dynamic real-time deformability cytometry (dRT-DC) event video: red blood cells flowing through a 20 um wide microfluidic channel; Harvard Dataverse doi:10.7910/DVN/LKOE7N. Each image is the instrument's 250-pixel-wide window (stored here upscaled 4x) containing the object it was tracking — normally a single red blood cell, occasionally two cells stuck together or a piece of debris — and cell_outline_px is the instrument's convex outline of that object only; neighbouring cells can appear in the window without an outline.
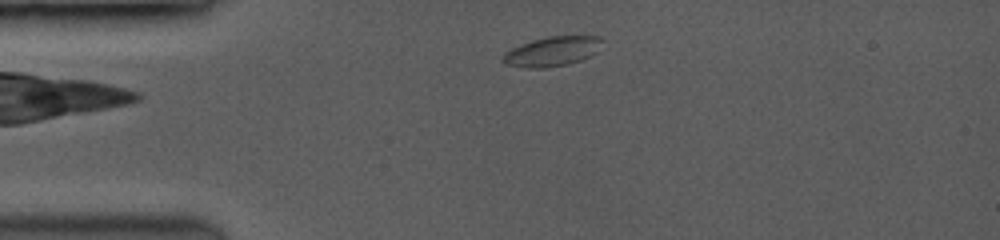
{"species": "common noctule bat (a hibernating species)", "species_latin": "Nyctalus noctula", "temperature_condition": "room temperature", "stored_images_in_passage": 9, "segment_of_instrument_passage": [1, 2], "camera_frame_rate_fps": 3500, "um_per_image_px": 0.085, "animal": {"sex": "female", "body_mass_g": 19.0, "forearm_length_mm": 53.3}, "frame": {"image": 1, "passage_image": 1, "time_ms": 0.0, "image_size_px": [1000, 240], "cell_outline_px": [[600, 40], [588, 56], [580, 60], [564, 64], [540, 68], [532, 68], [508, 64], [504, 60], [504, 56], [512, 48], [532, 40], [548, 36], [596, 36]], "centroid_in_image_um": [46.87, 4.36], "position_along_channel_um": 38.1, "area_um2": 15.95}}
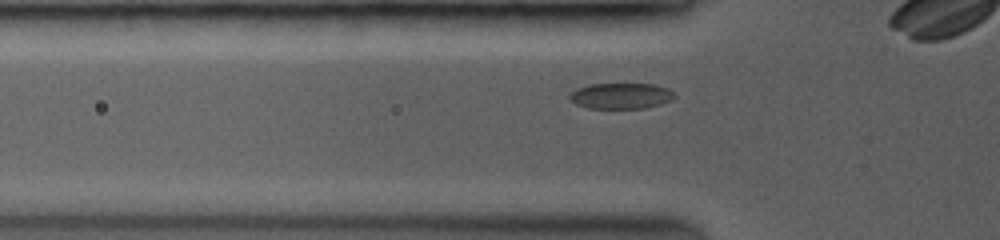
{"frame": {"image": 2, "passage_image": 6, "time_ms": 1.714, "image_size_px": [1000, 240], "cell_outline_px": [[676, 96], [668, 100], [644, 108], [588, 108], [576, 104], [568, 96], [572, 92], [588, 84], [652, 84], [668, 88]], "centroid_in_image_um": [52.75, 8.14], "position_along_channel_um": 73.1, "area_um2": 15.37}}